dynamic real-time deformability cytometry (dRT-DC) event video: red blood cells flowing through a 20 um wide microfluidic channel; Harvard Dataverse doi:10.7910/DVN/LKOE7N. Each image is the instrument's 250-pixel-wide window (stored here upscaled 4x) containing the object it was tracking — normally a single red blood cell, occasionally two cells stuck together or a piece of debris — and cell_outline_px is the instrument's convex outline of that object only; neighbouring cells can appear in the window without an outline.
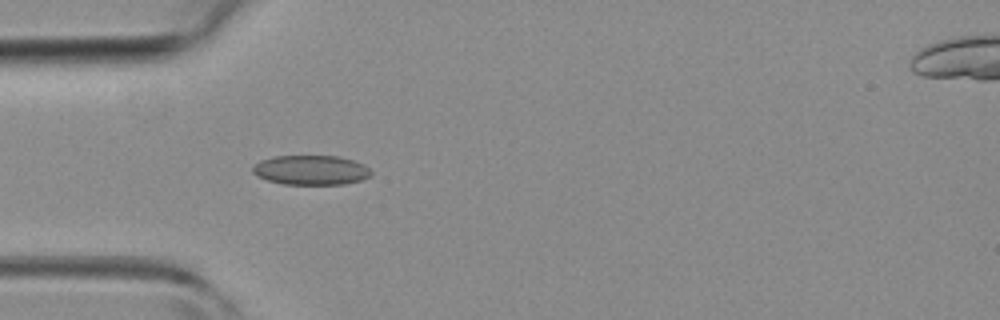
{"species": "common noctule bat (a hibernating species)", "species_latin": "Nyctalus noctula", "temperature_condition": "room temperature", "stored_images_in_passage": 3, "camera_frame_rate_fps": 3000, "um_per_image_px": 0.085, "animal": {"sex": "female", "body_mass_g": 19.3, "forearm_length_mm": 54.1}, "frame": {"image": 1, "passage_image": 2, "time_ms": 1.0, "image_size_px": [1000, 320], "cell_outline_px": [[372, 172], [368, 176], [360, 180], [344, 184], [284, 184], [268, 180], [256, 176], [252, 172], [252, 168], [260, 160], [272, 156], [340, 156], [364, 164]], "centroid_in_image_um": [26.4, 14.45], "position_along_channel_um": 58.6, "area_um2": 20.35}}